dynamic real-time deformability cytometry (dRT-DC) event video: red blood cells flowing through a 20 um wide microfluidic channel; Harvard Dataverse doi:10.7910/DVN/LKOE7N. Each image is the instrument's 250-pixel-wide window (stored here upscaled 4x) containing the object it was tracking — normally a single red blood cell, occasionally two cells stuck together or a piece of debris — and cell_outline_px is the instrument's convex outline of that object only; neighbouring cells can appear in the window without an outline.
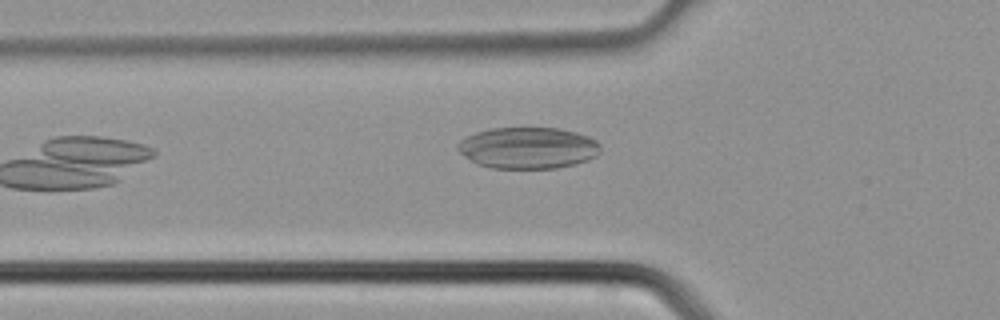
{"species": "common noctule bat (a hibernating species)", "species_latin": "Nyctalus noctula", "temperature_condition": "cold", "stored_images_in_passage": 4, "camera_frame_rate_fps": 3000, "um_per_image_px": 0.085, "animal": {"sex": "male", "body_mass_g": 21.5, "forearm_length_mm": 52.0}, "frame": {"image": 1, "passage_image": 4, "time_ms": 1.0, "image_size_px": [1000, 320], "cell_outline_px": [[600, 152], [596, 156], [588, 160], [576, 164], [556, 168], [492, 168], [476, 164], [464, 156], [456, 148], [456, 144], [460, 140], [476, 132], [492, 128], [560, 128], [576, 132], [588, 136], [596, 140], [600, 144]], "centroid_in_image_um": [44.88, 12.57], "position_along_channel_um": 80.9, "area_um2": 34.68}}